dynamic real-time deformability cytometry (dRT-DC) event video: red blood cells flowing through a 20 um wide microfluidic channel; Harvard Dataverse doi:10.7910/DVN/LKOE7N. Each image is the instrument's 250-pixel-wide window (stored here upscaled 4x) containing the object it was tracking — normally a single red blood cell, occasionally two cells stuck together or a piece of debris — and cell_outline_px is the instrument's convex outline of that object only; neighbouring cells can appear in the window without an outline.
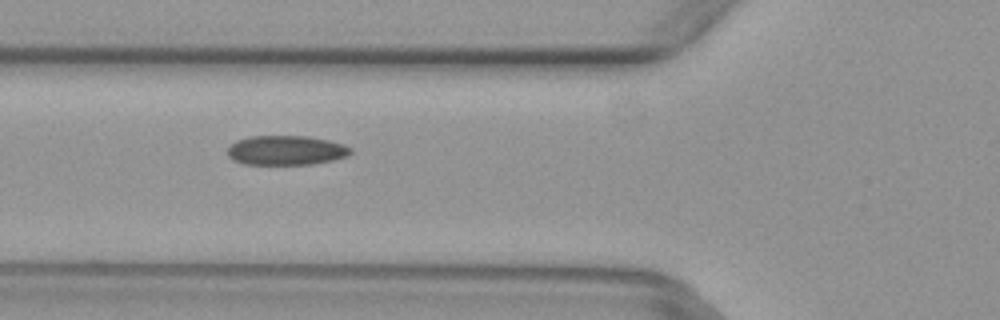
{"species": "common noctule bat (a hibernating species)", "species_latin": "Nyctalus noctula", "temperature_condition": "warm", "stored_images_in_passage": 6, "camera_frame_rate_fps": 3000, "um_per_image_px": 0.085, "animal": {"sex": "female", "body_mass_g": 29.2, "forearm_length_mm": 56.3}, "frame": {"image": 1, "passage_image": 6, "time_ms": 1.667, "image_size_px": [1000, 320], "cell_outline_px": [[352, 152], [348, 156], [332, 160], [312, 164], [244, 164], [232, 160], [228, 156], [228, 148], [236, 140], [248, 136], [308, 136], [328, 140], [344, 144], [352, 148]], "centroid_in_image_um": [24.32, 12.77], "position_along_channel_um": 101.5, "area_um2": 21.27}}